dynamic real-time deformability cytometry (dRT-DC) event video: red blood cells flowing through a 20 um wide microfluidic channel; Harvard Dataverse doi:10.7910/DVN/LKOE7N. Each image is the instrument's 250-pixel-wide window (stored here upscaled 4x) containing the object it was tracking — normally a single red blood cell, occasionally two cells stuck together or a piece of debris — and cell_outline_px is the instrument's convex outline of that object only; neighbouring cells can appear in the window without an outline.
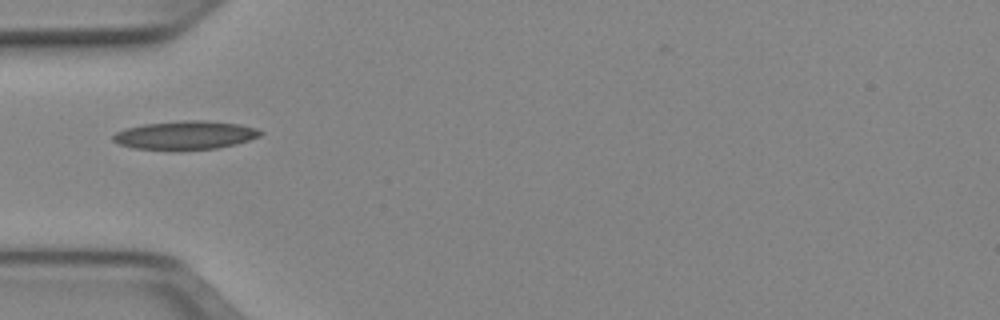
{"species": "Egyptian fruit bat (a non-hibernating species)", "species_latin": "Rousettus aegyptiacus", "temperature_condition": "cold", "stored_images_in_passage": 28, "camera_frame_rate_fps": 3000, "um_per_image_px": 0.085, "animal": {"sex": "female"}, "frame": {"image": 1, "passage_image": 1, "time_ms": 0.0, "image_size_px": [1000, 320], "cell_outline_px": [[264, 132], [260, 136], [236, 144], [216, 148], [180, 152], [172, 152], [132, 148], [120, 144], [112, 140], [112, 136], [116, 132], [128, 128], [144, 124], [184, 120], [208, 120], [240, 124], [256, 128]], "centroid_in_image_um": [15.74, 11.52], "position_along_channel_um": 69.3, "area_um2": 25.2}}
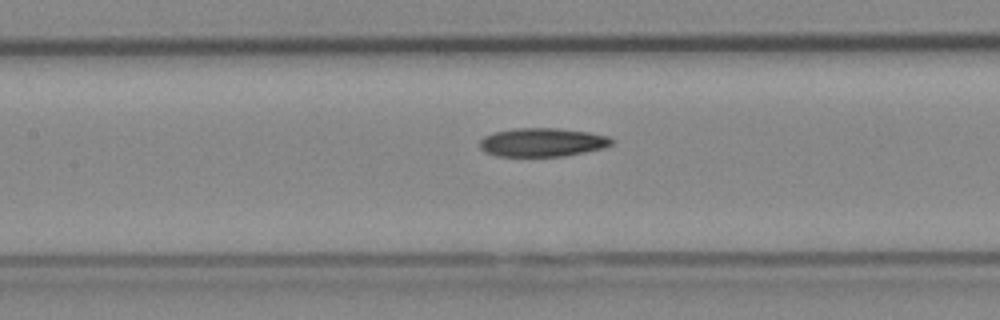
{"frame": {"image": 2, "passage_image": 8, "time_ms": 2.333, "image_size_px": [1000, 320], "cell_outline_px": [[612, 144], [604, 148], [564, 156], [496, 156], [484, 152], [480, 148], [480, 140], [484, 136], [492, 132], [512, 128], [556, 128], [588, 132], [608, 136], [612, 140]], "centroid_in_image_um": [46.05, 12.09], "position_along_channel_um": 161.3, "area_um2": 22.08}}
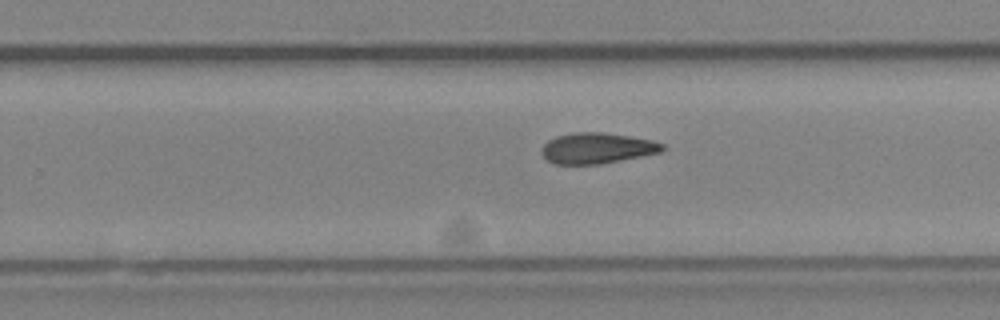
{"frame": {"image": 3, "passage_image": 17, "time_ms": 5.333, "image_size_px": [1000, 320], "cell_outline_px": [[664, 152], [600, 164], [552, 164], [540, 152], [540, 148], [548, 140], [556, 136], [572, 132], [600, 132], [628, 136], [652, 140], [664, 144]], "centroid_in_image_um": [50.73, 12.6], "position_along_channel_um": 279.1, "area_um2": 21.79}}